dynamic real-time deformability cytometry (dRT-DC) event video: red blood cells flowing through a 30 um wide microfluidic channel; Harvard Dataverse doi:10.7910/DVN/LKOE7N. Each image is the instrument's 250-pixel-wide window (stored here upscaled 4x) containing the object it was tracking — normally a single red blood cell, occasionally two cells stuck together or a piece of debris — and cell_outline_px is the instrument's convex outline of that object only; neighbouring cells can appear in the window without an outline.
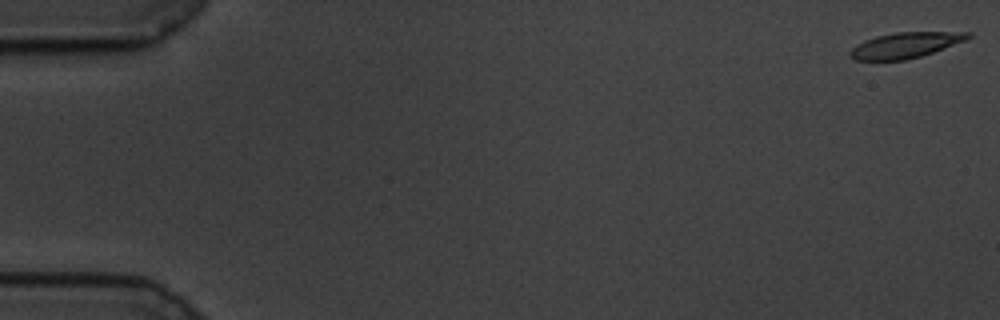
{"species": "common noctule bat (a hibernating species)", "species_latin": "Nyctalus noctula", "temperature_condition": "cold", "stored_images_in_passage": 59, "camera_frame_rate_fps": 3000, "um_per_image_px": 0.085, "animal": {"sex": "male", "body_mass_g": 19.5, "forearm_length_mm": 54.6}, "frame": {"image": 1, "passage_image": 1, "time_ms": 0.0, "image_size_px": [1000, 320], "cell_outline_px": [[972, 36], [968, 40], [920, 56], [904, 60], [856, 60], [848, 56], [848, 52], [856, 44], [864, 40], [876, 36], [896, 32], [972, 32]], "centroid_in_image_um": [76.94, 3.83], "position_along_channel_um": 8.1, "area_um2": 17.63}}
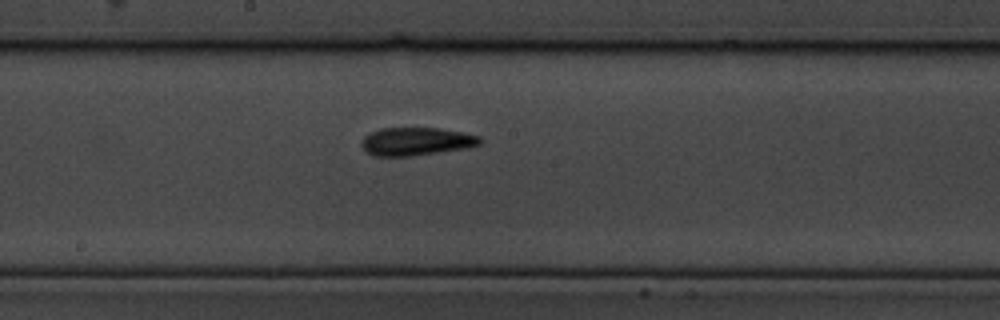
{"frame": {"image": 2, "passage_image": 32, "time_ms": 10.333, "image_size_px": [1000, 320], "cell_outline_px": [[484, 140], [480, 144], [464, 148], [412, 156], [376, 156], [364, 152], [360, 144], [364, 136], [368, 132], [380, 128], [440, 128], [464, 132], [480, 136]], "centroid_in_image_um": [35.34, 12.01], "position_along_channel_um": 212.9, "area_um2": 19.59}}
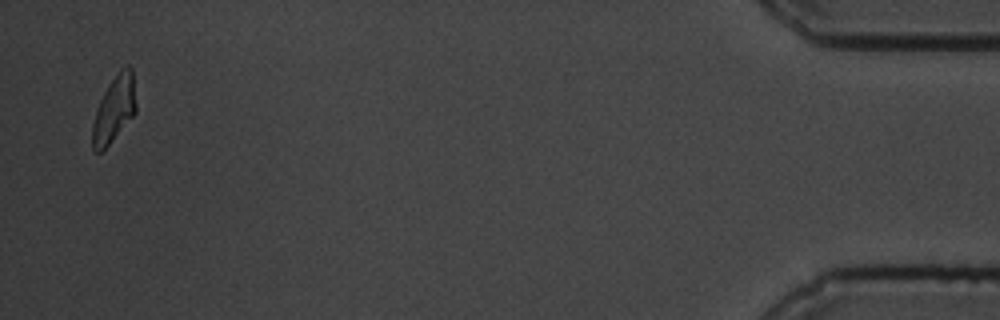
{"frame": {"image": 3, "passage_image": 58, "time_ms": 19.0, "image_size_px": [1000, 320], "cell_outline_px": [[136, 112], [108, 144], [100, 152], [96, 152], [92, 148], [92, 124], [96, 108], [104, 92], [120, 68], [128, 64], [132, 68], [136, 104]], "centroid_in_image_um": [9.7, 9.24], "position_along_channel_um": 425.5, "area_um2": 16.59}, "authors_computed_cell_mechanics": {"area_um2": 18.4382, "velocity_mm_per_s": 3.4055, "shape_relaxation_time_tau1_ms": 2.9996, "shape_relaxation_time_tau2_ms": 2.5964, "deformation_change_tau1": 0.1638, "deformation_change_tau2": 0.1121}}